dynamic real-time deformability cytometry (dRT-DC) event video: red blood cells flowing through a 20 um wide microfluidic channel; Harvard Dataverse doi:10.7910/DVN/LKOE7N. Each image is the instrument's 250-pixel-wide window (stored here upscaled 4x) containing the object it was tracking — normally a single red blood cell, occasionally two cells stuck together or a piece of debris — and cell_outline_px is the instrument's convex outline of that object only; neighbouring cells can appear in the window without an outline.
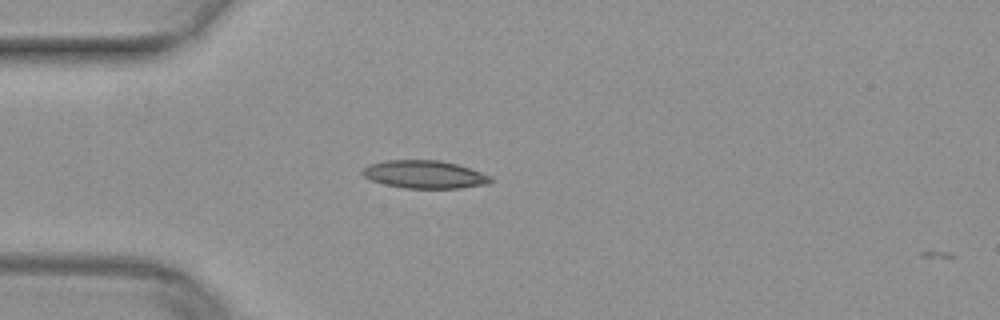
{"species": "common noctule bat (a hibernating species)", "species_latin": "Nyctalus noctula", "temperature_condition": "warm", "stored_images_in_passage": 2, "camera_frame_rate_fps": 3000, "um_per_image_px": 0.085, "animal": {"sex": "female", "body_mass_g": 29.2, "forearm_length_mm": 56.3}, "frame": {"image": 1, "passage_image": 1, "time_ms": 0.0, "image_size_px": [1000, 320], "cell_outline_px": [[492, 180], [488, 184], [460, 188], [404, 188], [384, 184], [372, 180], [364, 176], [360, 172], [368, 164], [388, 160], [440, 160], [472, 168], [492, 176]], "centroid_in_image_um": [36.11, 14.82], "position_along_channel_um": 48.9, "area_um2": 20.92}}